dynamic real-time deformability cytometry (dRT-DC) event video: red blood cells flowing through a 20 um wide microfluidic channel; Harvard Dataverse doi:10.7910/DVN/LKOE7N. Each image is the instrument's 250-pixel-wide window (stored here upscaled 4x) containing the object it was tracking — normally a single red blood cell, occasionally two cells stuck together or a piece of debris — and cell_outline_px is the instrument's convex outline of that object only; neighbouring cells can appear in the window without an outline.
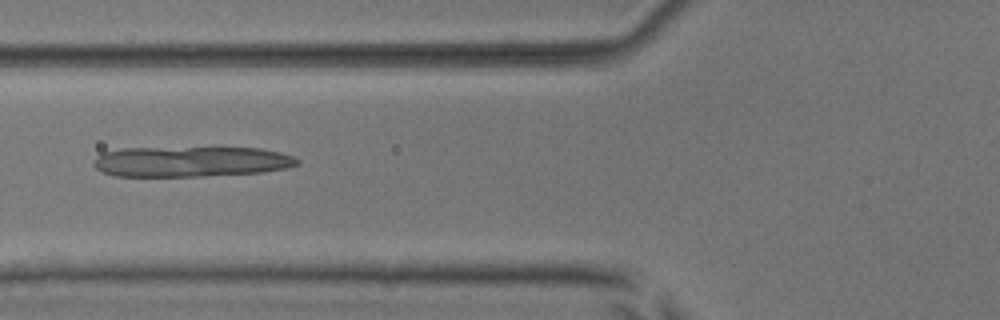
{"species": "common noctule bat (a hibernating species)", "species_latin": "Nyctalus noctula", "temperature_condition": "room temperature", "stored_images_in_passage": 53, "camera_frame_rate_fps": 3000, "um_per_image_px": 0.085, "animal": {"sex": "male", "body_mass_g": 17.9, "forearm_length_mm": 54.2}, "frame": {"image": 1, "passage_image": 21, "time_ms": 6.667, "image_size_px": [1000, 320], "cell_outline_px": [[300, 164], [284, 168], [260, 172], [204, 176], [116, 176], [104, 172], [96, 168], [92, 164], [92, 160], [96, 156], [104, 152], [120, 148], [260, 148], [280, 152], [292, 156], [300, 160]], "centroid_in_image_um": [16.2, 13.73], "position_along_channel_um": 109.6, "area_um2": 36.01}}
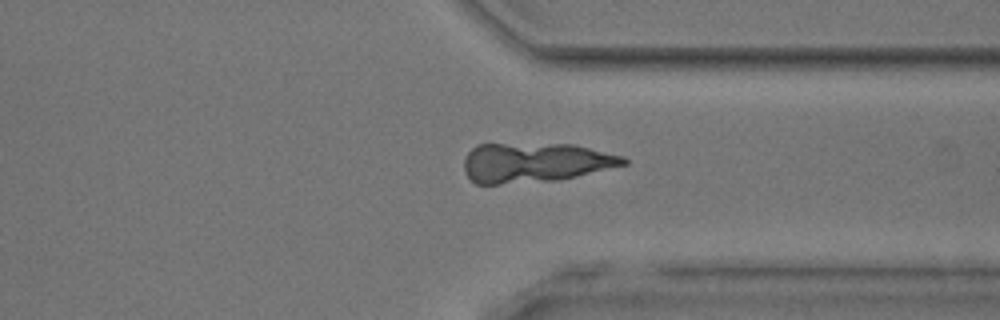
{"frame": {"image": 2, "passage_image": 41, "time_ms": 13.333, "image_size_px": [1000, 320], "cell_outline_px": [[628, 164], [560, 180], [500, 184], [476, 184], [464, 172], [464, 160], [468, 152], [476, 144], [572, 144], [624, 156], [628, 160]], "centroid_in_image_um": [45.47, 13.82], "position_along_channel_um": 365.9, "area_um2": 36.88}}
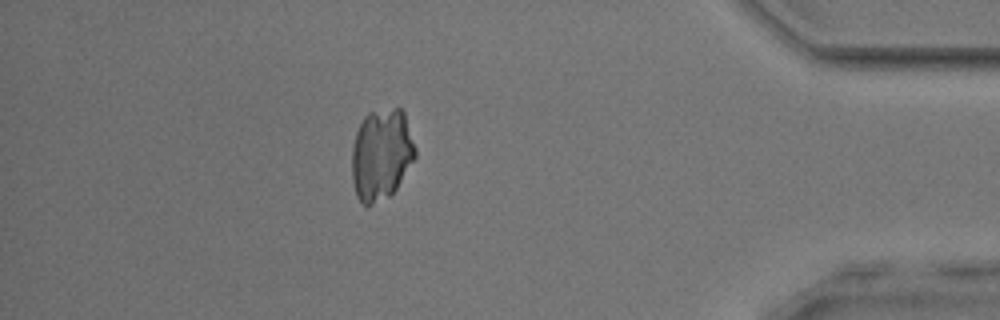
{"frame": {"image": 3, "passage_image": 47, "time_ms": 15.333, "image_size_px": [1000, 320], "cell_outline_px": [[416, 156], [396, 188], [388, 196], [372, 204], [364, 204], [356, 196], [352, 180], [352, 148], [356, 132], [364, 116], [368, 112], [392, 108], [400, 108], [404, 112], [416, 148]], "centroid_in_image_um": [32.41, 13.1], "position_along_channel_um": 402.8, "area_um2": 33.58}}